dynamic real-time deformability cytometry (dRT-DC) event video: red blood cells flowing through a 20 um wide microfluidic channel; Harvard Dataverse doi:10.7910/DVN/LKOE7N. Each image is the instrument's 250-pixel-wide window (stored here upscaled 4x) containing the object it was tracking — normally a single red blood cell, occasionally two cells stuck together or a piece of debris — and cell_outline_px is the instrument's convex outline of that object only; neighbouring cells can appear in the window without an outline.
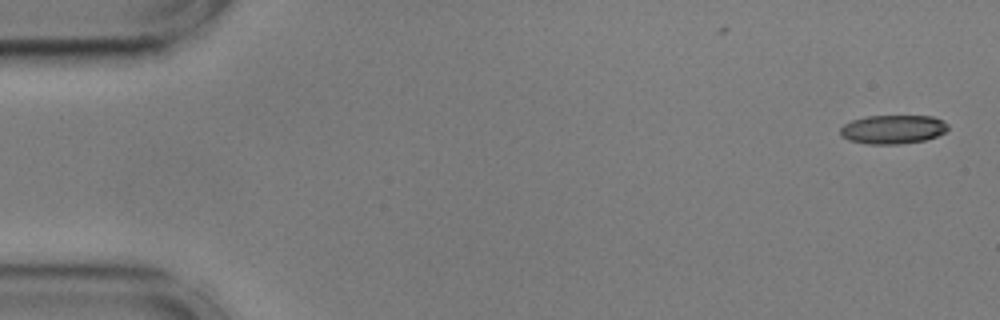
{"species": "common noctule bat (a hibernating species)", "species_latin": "Nyctalus noctula", "temperature_condition": "cold", "stored_images_in_passage": 54, "camera_frame_rate_fps": 3000, "um_per_image_px": 0.085, "animal": {"sex": "male", "body_mass_g": 17.9, "forearm_length_mm": 54.2}, "frame": {"image": 1, "passage_image": 1, "time_ms": 0.0, "image_size_px": [1000, 320], "cell_outline_px": [[948, 128], [944, 132], [936, 136], [924, 140], [900, 144], [868, 144], [848, 140], [840, 136], [840, 128], [844, 124], [852, 120], [868, 116], [932, 116], [944, 120], [948, 124]], "centroid_in_image_um": [75.88, 10.99], "position_along_channel_um": 9.1, "area_um2": 18.15}}
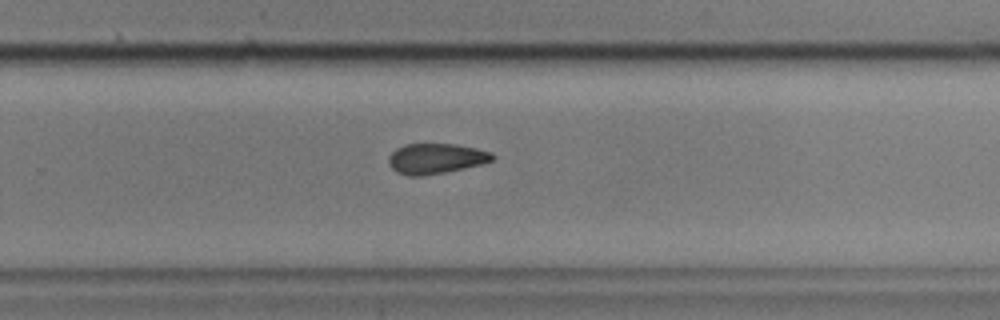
{"frame": {"image": 2, "passage_image": 35, "time_ms": 11.333, "image_size_px": [1000, 320], "cell_outline_px": [[496, 156], [492, 160], [484, 164], [424, 176], [408, 176], [396, 172], [388, 164], [388, 156], [396, 148], [404, 144], [456, 144], [476, 148], [492, 152]], "centroid_in_image_um": [37.04, 13.48], "position_along_channel_um": 292.8, "area_um2": 18.55}}
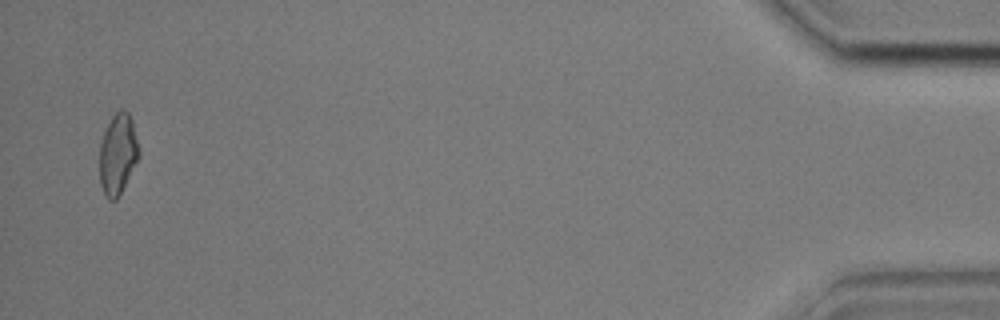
{"frame": {"image": 3, "passage_image": 53, "time_ms": 17.333, "image_size_px": [1000, 320], "cell_outline_px": [[140, 156], [116, 200], [108, 200], [104, 196], [100, 184], [100, 144], [104, 132], [112, 116], [120, 108], [124, 108], [128, 112], [132, 120], [140, 148]], "centroid_in_image_um": [10.02, 13.08], "position_along_channel_um": 425.2, "area_um2": 18.61}}